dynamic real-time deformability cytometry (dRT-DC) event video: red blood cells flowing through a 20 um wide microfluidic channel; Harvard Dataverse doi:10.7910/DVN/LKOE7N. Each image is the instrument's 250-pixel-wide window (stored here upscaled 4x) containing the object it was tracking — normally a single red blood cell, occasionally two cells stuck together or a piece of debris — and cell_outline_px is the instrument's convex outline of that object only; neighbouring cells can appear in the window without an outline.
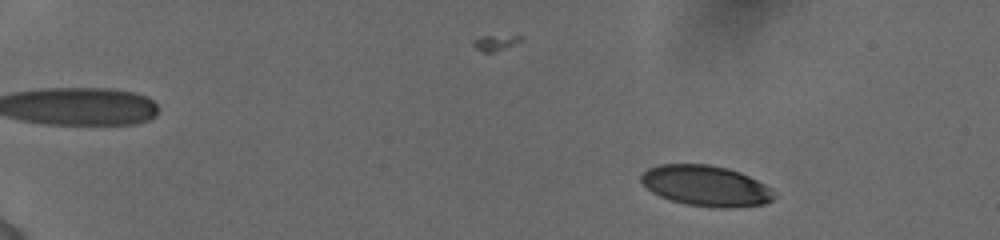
{"species": "human", "species_latin": "Homo sapiens", "temperature_condition": "cold", "stored_images_in_passage": 38, "camera_frame_rate_fps": 3000, "um_per_image_px": 0.085, "donor": {"sex": "female"}, "frame": {"image": 1, "passage_image": 2, "time_ms": 1.0, "image_size_px": [1000, 240], "cell_outline_px": [[776, 196], [772, 200], [764, 204], [724, 208], [720, 208], [684, 204], [668, 200], [652, 192], [640, 180], [640, 176], [648, 168], [660, 164], [708, 164], [728, 168], [740, 172], [772, 188]], "centroid_in_image_um": [60.0, 15.79], "position_along_channel_um": 25.0, "area_um2": 31.56}}
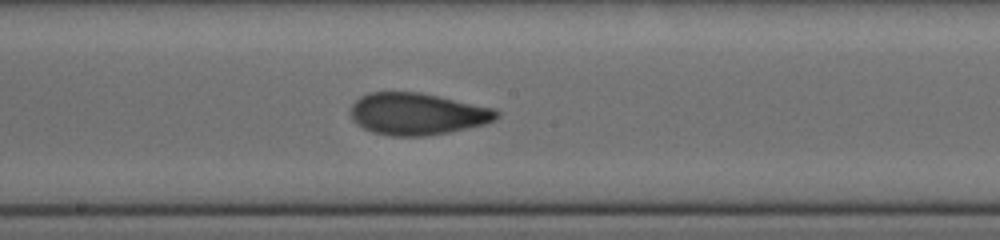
{"frame": {"image": 2, "passage_image": 20, "time_ms": 9.333, "image_size_px": [1000, 240], "cell_outline_px": [[500, 116], [496, 120], [484, 124], [468, 128], [448, 132], [424, 136], [392, 136], [372, 132], [356, 124], [352, 120], [352, 104], [360, 96], [368, 92], [420, 92], [496, 108], [500, 112]], "centroid_in_image_um": [35.5, 9.68], "position_along_channel_um": 212.7, "area_um2": 35.84}}
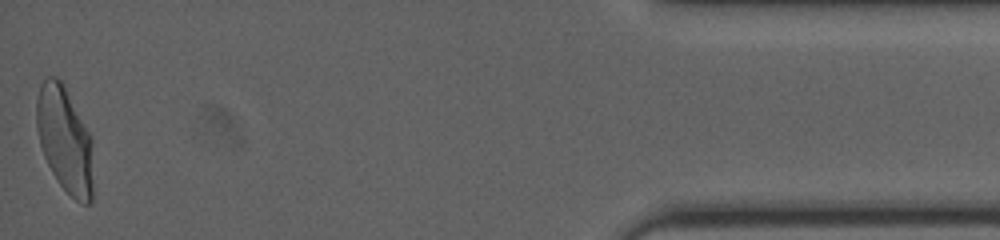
{"frame": {"image": 3, "passage_image": 38, "time_ms": 16.667, "image_size_px": [1000, 240], "cell_outline_px": [[92, 200], [88, 204], [84, 204], [76, 200], [60, 184], [52, 172], [44, 156], [40, 144], [36, 124], [36, 100], [40, 84], [48, 76], [56, 76], [64, 84], [92, 140]], "centroid_in_image_um": [5.49, 11.85], "position_along_channel_um": 429.7, "area_um2": 34.62}, "authors_computed_cell_mechanics": {"area_um2": 34.2176, "velocity_mm_per_s": 3.8837, "shape_relaxation_time_tau1_ms": 4.873, "shape_relaxation_time_tau2_ms": 0.9856, "deformation_change_tau1": 0.1751, "deformation_change_tau2": 0.0674}}